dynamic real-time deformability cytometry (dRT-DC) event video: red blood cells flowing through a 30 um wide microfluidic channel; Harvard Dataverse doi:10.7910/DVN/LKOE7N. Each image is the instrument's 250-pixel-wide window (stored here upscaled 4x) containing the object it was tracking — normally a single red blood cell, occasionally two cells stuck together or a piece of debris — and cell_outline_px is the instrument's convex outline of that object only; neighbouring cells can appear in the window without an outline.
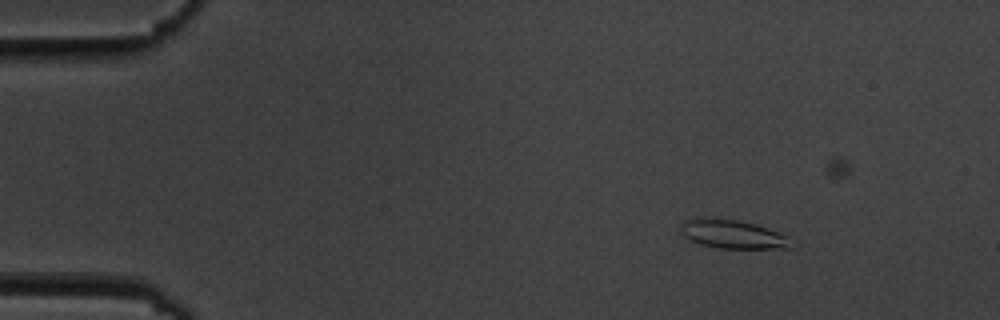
{"species": "common noctule bat (a hibernating species)", "species_latin": "Nyctalus noctula", "temperature_condition": "cold", "stored_images_in_passage": 13, "camera_frame_rate_fps": 3000, "um_per_image_px": 0.085, "animal": {"sex": "male", "body_mass_g": 19.5, "forearm_length_mm": 54.6}, "frame": {"image": 1, "passage_image": 8, "time_ms": 9.0, "image_size_px": [1000, 320], "cell_outline_px": [[796, 244], [792, 248], [716, 248], [700, 244], [684, 236], [680, 232], [680, 228], [684, 220], [712, 216], [736, 220], [756, 224], [788, 236]], "centroid_in_image_um": [62.3, 19.9], "position_along_channel_um": 22.7, "area_um2": 18.73}}
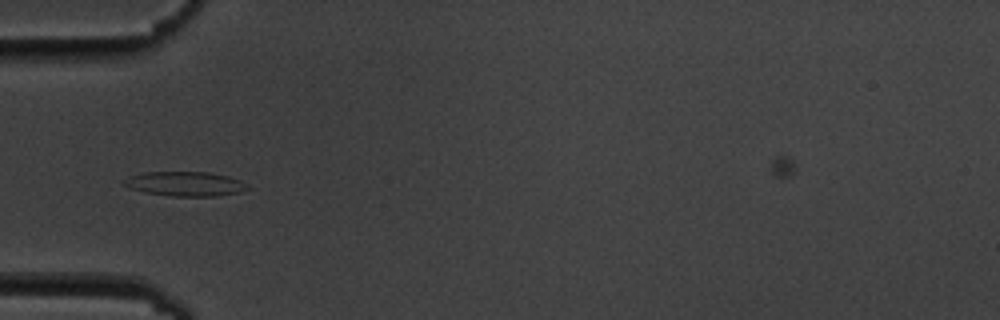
{"frame": {"image": 2, "passage_image": 11, "time_ms": 12.667, "image_size_px": [1000, 320], "cell_outline_px": [[252, 188], [240, 192], [216, 196], [172, 196], [144, 192], [128, 188], [120, 184], [120, 180], [128, 176], [144, 172], [208, 172], [228, 176], [240, 180], [248, 184]], "centroid_in_image_um": [15.7, 15.62], "position_along_channel_um": 69.3, "area_um2": 17.98}}
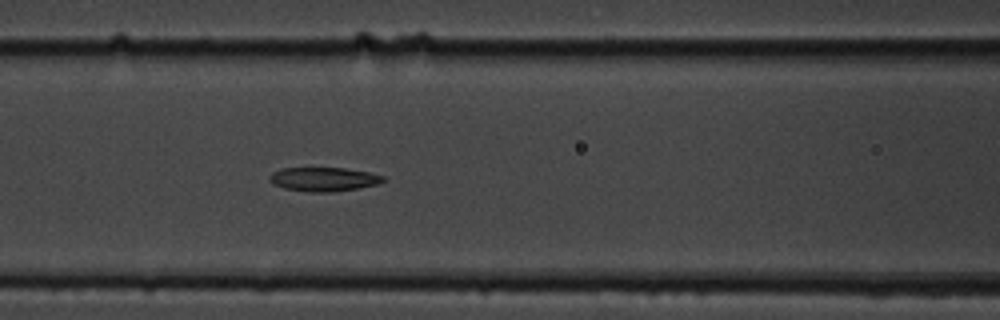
{"frame": {"image": 3, "passage_image": 13, "time_ms": 14.667, "image_size_px": [1000, 320], "cell_outline_px": [[384, 180], [380, 184], [360, 188], [332, 192], [308, 192], [284, 188], [272, 184], [268, 180], [268, 176], [272, 172], [280, 168], [344, 168], [368, 172], [384, 176]], "centroid_in_image_um": [27.48, 15.24], "position_along_channel_um": 139.1, "area_um2": 16.07}}